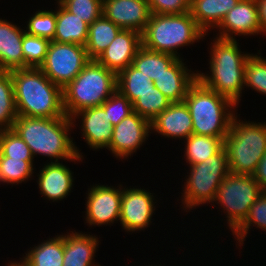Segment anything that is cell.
Instances as JSON below:
<instances>
[{
	"instance_id": "cell-18",
	"label": "cell",
	"mask_w": 266,
	"mask_h": 266,
	"mask_svg": "<svg viewBox=\"0 0 266 266\" xmlns=\"http://www.w3.org/2000/svg\"><path fill=\"white\" fill-rule=\"evenodd\" d=\"M197 75L198 73H191L178 57L153 83L171 103L181 102L190 86L197 80Z\"/></svg>"
},
{
	"instance_id": "cell-33",
	"label": "cell",
	"mask_w": 266,
	"mask_h": 266,
	"mask_svg": "<svg viewBox=\"0 0 266 266\" xmlns=\"http://www.w3.org/2000/svg\"><path fill=\"white\" fill-rule=\"evenodd\" d=\"M0 157L33 160L29 146L13 129L0 131Z\"/></svg>"
},
{
	"instance_id": "cell-10",
	"label": "cell",
	"mask_w": 266,
	"mask_h": 266,
	"mask_svg": "<svg viewBox=\"0 0 266 266\" xmlns=\"http://www.w3.org/2000/svg\"><path fill=\"white\" fill-rule=\"evenodd\" d=\"M89 61L85 46L50 41L46 58L39 69L63 89Z\"/></svg>"
},
{
	"instance_id": "cell-8",
	"label": "cell",
	"mask_w": 266,
	"mask_h": 266,
	"mask_svg": "<svg viewBox=\"0 0 266 266\" xmlns=\"http://www.w3.org/2000/svg\"><path fill=\"white\" fill-rule=\"evenodd\" d=\"M229 174V167L224 148L205 161L190 166L186 179L182 203L192 209L205 203H213L223 179Z\"/></svg>"
},
{
	"instance_id": "cell-1",
	"label": "cell",
	"mask_w": 266,
	"mask_h": 266,
	"mask_svg": "<svg viewBox=\"0 0 266 266\" xmlns=\"http://www.w3.org/2000/svg\"><path fill=\"white\" fill-rule=\"evenodd\" d=\"M73 123L68 116L56 118L17 116L12 129L29 146L33 157L41 154L55 159L54 162H58L59 159L80 161L82 155L68 134Z\"/></svg>"
},
{
	"instance_id": "cell-19",
	"label": "cell",
	"mask_w": 266,
	"mask_h": 266,
	"mask_svg": "<svg viewBox=\"0 0 266 266\" xmlns=\"http://www.w3.org/2000/svg\"><path fill=\"white\" fill-rule=\"evenodd\" d=\"M152 130L172 138L186 139L193 134V122L185 102L171 103L151 121Z\"/></svg>"
},
{
	"instance_id": "cell-7",
	"label": "cell",
	"mask_w": 266,
	"mask_h": 266,
	"mask_svg": "<svg viewBox=\"0 0 266 266\" xmlns=\"http://www.w3.org/2000/svg\"><path fill=\"white\" fill-rule=\"evenodd\" d=\"M237 120L233 116L224 138L229 173L252 176L266 153V123Z\"/></svg>"
},
{
	"instance_id": "cell-4",
	"label": "cell",
	"mask_w": 266,
	"mask_h": 266,
	"mask_svg": "<svg viewBox=\"0 0 266 266\" xmlns=\"http://www.w3.org/2000/svg\"><path fill=\"white\" fill-rule=\"evenodd\" d=\"M183 101L192 118L193 134L225 137L229 133L231 120L235 115L233 109L237 106L231 100L197 79Z\"/></svg>"
},
{
	"instance_id": "cell-25",
	"label": "cell",
	"mask_w": 266,
	"mask_h": 266,
	"mask_svg": "<svg viewBox=\"0 0 266 266\" xmlns=\"http://www.w3.org/2000/svg\"><path fill=\"white\" fill-rule=\"evenodd\" d=\"M120 30V27L108 20L103 14L90 24L85 44L89 59L95 60L116 38Z\"/></svg>"
},
{
	"instance_id": "cell-24",
	"label": "cell",
	"mask_w": 266,
	"mask_h": 266,
	"mask_svg": "<svg viewBox=\"0 0 266 266\" xmlns=\"http://www.w3.org/2000/svg\"><path fill=\"white\" fill-rule=\"evenodd\" d=\"M57 3L59 8L56 11V30L53 41L85 46L89 25L77 15L67 11L58 1Z\"/></svg>"
},
{
	"instance_id": "cell-22",
	"label": "cell",
	"mask_w": 266,
	"mask_h": 266,
	"mask_svg": "<svg viewBox=\"0 0 266 266\" xmlns=\"http://www.w3.org/2000/svg\"><path fill=\"white\" fill-rule=\"evenodd\" d=\"M96 236L72 232L64 236V259L62 266H93L92 260L98 246ZM100 266V265H94Z\"/></svg>"
},
{
	"instance_id": "cell-17",
	"label": "cell",
	"mask_w": 266,
	"mask_h": 266,
	"mask_svg": "<svg viewBox=\"0 0 266 266\" xmlns=\"http://www.w3.org/2000/svg\"><path fill=\"white\" fill-rule=\"evenodd\" d=\"M82 118L83 136L90 148H108L112 139L113 126L107 117L105 109L102 106L85 108L71 116L75 121L76 117ZM74 117V118H73Z\"/></svg>"
},
{
	"instance_id": "cell-2",
	"label": "cell",
	"mask_w": 266,
	"mask_h": 266,
	"mask_svg": "<svg viewBox=\"0 0 266 266\" xmlns=\"http://www.w3.org/2000/svg\"><path fill=\"white\" fill-rule=\"evenodd\" d=\"M18 116L56 118L67 116L63 107V89L39 68L10 71Z\"/></svg>"
},
{
	"instance_id": "cell-5",
	"label": "cell",
	"mask_w": 266,
	"mask_h": 266,
	"mask_svg": "<svg viewBox=\"0 0 266 266\" xmlns=\"http://www.w3.org/2000/svg\"><path fill=\"white\" fill-rule=\"evenodd\" d=\"M117 75L90 60L81 72L63 88L65 114L71 116L80 110L101 106L116 90Z\"/></svg>"
},
{
	"instance_id": "cell-40",
	"label": "cell",
	"mask_w": 266,
	"mask_h": 266,
	"mask_svg": "<svg viewBox=\"0 0 266 266\" xmlns=\"http://www.w3.org/2000/svg\"><path fill=\"white\" fill-rule=\"evenodd\" d=\"M151 13L182 14L189 12L190 0H147Z\"/></svg>"
},
{
	"instance_id": "cell-6",
	"label": "cell",
	"mask_w": 266,
	"mask_h": 266,
	"mask_svg": "<svg viewBox=\"0 0 266 266\" xmlns=\"http://www.w3.org/2000/svg\"><path fill=\"white\" fill-rule=\"evenodd\" d=\"M189 12L182 14H151L141 34L142 46L155 52L169 53L176 57L177 50L205 37Z\"/></svg>"
},
{
	"instance_id": "cell-37",
	"label": "cell",
	"mask_w": 266,
	"mask_h": 266,
	"mask_svg": "<svg viewBox=\"0 0 266 266\" xmlns=\"http://www.w3.org/2000/svg\"><path fill=\"white\" fill-rule=\"evenodd\" d=\"M56 30V11H37L28 21L26 33L53 41Z\"/></svg>"
},
{
	"instance_id": "cell-11",
	"label": "cell",
	"mask_w": 266,
	"mask_h": 266,
	"mask_svg": "<svg viewBox=\"0 0 266 266\" xmlns=\"http://www.w3.org/2000/svg\"><path fill=\"white\" fill-rule=\"evenodd\" d=\"M151 122L133 112L113 127L109 151L116 158H126L136 152L151 133Z\"/></svg>"
},
{
	"instance_id": "cell-9",
	"label": "cell",
	"mask_w": 266,
	"mask_h": 266,
	"mask_svg": "<svg viewBox=\"0 0 266 266\" xmlns=\"http://www.w3.org/2000/svg\"><path fill=\"white\" fill-rule=\"evenodd\" d=\"M262 193L252 176L229 173L223 179L214 201L225 208L232 232L245 220L249 209Z\"/></svg>"
},
{
	"instance_id": "cell-28",
	"label": "cell",
	"mask_w": 266,
	"mask_h": 266,
	"mask_svg": "<svg viewBox=\"0 0 266 266\" xmlns=\"http://www.w3.org/2000/svg\"><path fill=\"white\" fill-rule=\"evenodd\" d=\"M178 57L163 52H155L141 46L132 62V65L143 74L150 77L153 82L165 69H167Z\"/></svg>"
},
{
	"instance_id": "cell-32",
	"label": "cell",
	"mask_w": 266,
	"mask_h": 266,
	"mask_svg": "<svg viewBox=\"0 0 266 266\" xmlns=\"http://www.w3.org/2000/svg\"><path fill=\"white\" fill-rule=\"evenodd\" d=\"M33 161L0 157V181L18 184L28 180L33 174Z\"/></svg>"
},
{
	"instance_id": "cell-41",
	"label": "cell",
	"mask_w": 266,
	"mask_h": 266,
	"mask_svg": "<svg viewBox=\"0 0 266 266\" xmlns=\"http://www.w3.org/2000/svg\"><path fill=\"white\" fill-rule=\"evenodd\" d=\"M252 177L260 185L262 191L266 192V153L258 162Z\"/></svg>"
},
{
	"instance_id": "cell-23",
	"label": "cell",
	"mask_w": 266,
	"mask_h": 266,
	"mask_svg": "<svg viewBox=\"0 0 266 266\" xmlns=\"http://www.w3.org/2000/svg\"><path fill=\"white\" fill-rule=\"evenodd\" d=\"M240 0H190L189 13L197 25L205 32L220 24L225 15Z\"/></svg>"
},
{
	"instance_id": "cell-15",
	"label": "cell",
	"mask_w": 266,
	"mask_h": 266,
	"mask_svg": "<svg viewBox=\"0 0 266 266\" xmlns=\"http://www.w3.org/2000/svg\"><path fill=\"white\" fill-rule=\"evenodd\" d=\"M141 46L142 40L139 32L121 29L116 38L95 60L117 75L132 64Z\"/></svg>"
},
{
	"instance_id": "cell-29",
	"label": "cell",
	"mask_w": 266,
	"mask_h": 266,
	"mask_svg": "<svg viewBox=\"0 0 266 266\" xmlns=\"http://www.w3.org/2000/svg\"><path fill=\"white\" fill-rule=\"evenodd\" d=\"M154 84L132 64L117 74V90L133 103L140 95L151 89Z\"/></svg>"
},
{
	"instance_id": "cell-16",
	"label": "cell",
	"mask_w": 266,
	"mask_h": 266,
	"mask_svg": "<svg viewBox=\"0 0 266 266\" xmlns=\"http://www.w3.org/2000/svg\"><path fill=\"white\" fill-rule=\"evenodd\" d=\"M218 37L233 39L231 35H254L262 33L258 20V8L256 0H240L222 19Z\"/></svg>"
},
{
	"instance_id": "cell-3",
	"label": "cell",
	"mask_w": 266,
	"mask_h": 266,
	"mask_svg": "<svg viewBox=\"0 0 266 266\" xmlns=\"http://www.w3.org/2000/svg\"><path fill=\"white\" fill-rule=\"evenodd\" d=\"M211 48V75L198 73L199 79L206 87L238 104L244 87L245 62L251 54H241L238 44L233 39L216 36Z\"/></svg>"
},
{
	"instance_id": "cell-43",
	"label": "cell",
	"mask_w": 266,
	"mask_h": 266,
	"mask_svg": "<svg viewBox=\"0 0 266 266\" xmlns=\"http://www.w3.org/2000/svg\"><path fill=\"white\" fill-rule=\"evenodd\" d=\"M20 262H21V263H19V262H18V263H17V262H16V263H15V262L12 263V262H11L10 264H8V266H27V264H26L23 260L20 261Z\"/></svg>"
},
{
	"instance_id": "cell-42",
	"label": "cell",
	"mask_w": 266,
	"mask_h": 266,
	"mask_svg": "<svg viewBox=\"0 0 266 266\" xmlns=\"http://www.w3.org/2000/svg\"><path fill=\"white\" fill-rule=\"evenodd\" d=\"M258 8V20L262 33H266V0H256Z\"/></svg>"
},
{
	"instance_id": "cell-13",
	"label": "cell",
	"mask_w": 266,
	"mask_h": 266,
	"mask_svg": "<svg viewBox=\"0 0 266 266\" xmlns=\"http://www.w3.org/2000/svg\"><path fill=\"white\" fill-rule=\"evenodd\" d=\"M122 186L118 189L104 185L93 186L88 190L86 221L89 225H107L120 219ZM118 219V220H117Z\"/></svg>"
},
{
	"instance_id": "cell-12",
	"label": "cell",
	"mask_w": 266,
	"mask_h": 266,
	"mask_svg": "<svg viewBox=\"0 0 266 266\" xmlns=\"http://www.w3.org/2000/svg\"><path fill=\"white\" fill-rule=\"evenodd\" d=\"M153 197L141 188H122L119 220L124 230L135 232L149 227L155 210Z\"/></svg>"
},
{
	"instance_id": "cell-38",
	"label": "cell",
	"mask_w": 266,
	"mask_h": 266,
	"mask_svg": "<svg viewBox=\"0 0 266 266\" xmlns=\"http://www.w3.org/2000/svg\"><path fill=\"white\" fill-rule=\"evenodd\" d=\"M58 2L88 25L102 15L103 0H58Z\"/></svg>"
},
{
	"instance_id": "cell-26",
	"label": "cell",
	"mask_w": 266,
	"mask_h": 266,
	"mask_svg": "<svg viewBox=\"0 0 266 266\" xmlns=\"http://www.w3.org/2000/svg\"><path fill=\"white\" fill-rule=\"evenodd\" d=\"M64 235L34 246L23 257L27 266H62L64 259Z\"/></svg>"
},
{
	"instance_id": "cell-35",
	"label": "cell",
	"mask_w": 266,
	"mask_h": 266,
	"mask_svg": "<svg viewBox=\"0 0 266 266\" xmlns=\"http://www.w3.org/2000/svg\"><path fill=\"white\" fill-rule=\"evenodd\" d=\"M255 224L258 228L266 230V192H263L249 209L245 220L233 231L238 242L244 244V238L248 234L249 228Z\"/></svg>"
},
{
	"instance_id": "cell-34",
	"label": "cell",
	"mask_w": 266,
	"mask_h": 266,
	"mask_svg": "<svg viewBox=\"0 0 266 266\" xmlns=\"http://www.w3.org/2000/svg\"><path fill=\"white\" fill-rule=\"evenodd\" d=\"M49 43L50 41L47 39L24 33L22 41L24 69L39 68L43 64Z\"/></svg>"
},
{
	"instance_id": "cell-31",
	"label": "cell",
	"mask_w": 266,
	"mask_h": 266,
	"mask_svg": "<svg viewBox=\"0 0 266 266\" xmlns=\"http://www.w3.org/2000/svg\"><path fill=\"white\" fill-rule=\"evenodd\" d=\"M170 104L169 99L154 84H151V89L140 95L132 103L133 112L150 122L167 109Z\"/></svg>"
},
{
	"instance_id": "cell-36",
	"label": "cell",
	"mask_w": 266,
	"mask_h": 266,
	"mask_svg": "<svg viewBox=\"0 0 266 266\" xmlns=\"http://www.w3.org/2000/svg\"><path fill=\"white\" fill-rule=\"evenodd\" d=\"M244 86L266 94V59L251 54L245 62Z\"/></svg>"
},
{
	"instance_id": "cell-20",
	"label": "cell",
	"mask_w": 266,
	"mask_h": 266,
	"mask_svg": "<svg viewBox=\"0 0 266 266\" xmlns=\"http://www.w3.org/2000/svg\"><path fill=\"white\" fill-rule=\"evenodd\" d=\"M0 19V71L24 69L22 41L25 30Z\"/></svg>"
},
{
	"instance_id": "cell-14",
	"label": "cell",
	"mask_w": 266,
	"mask_h": 266,
	"mask_svg": "<svg viewBox=\"0 0 266 266\" xmlns=\"http://www.w3.org/2000/svg\"><path fill=\"white\" fill-rule=\"evenodd\" d=\"M102 14L121 29L142 34L152 13L147 0H103Z\"/></svg>"
},
{
	"instance_id": "cell-21",
	"label": "cell",
	"mask_w": 266,
	"mask_h": 266,
	"mask_svg": "<svg viewBox=\"0 0 266 266\" xmlns=\"http://www.w3.org/2000/svg\"><path fill=\"white\" fill-rule=\"evenodd\" d=\"M37 176H39L37 182L40 192L52 201L64 199L71 191L74 182L70 169L62 163L53 162V159Z\"/></svg>"
},
{
	"instance_id": "cell-30",
	"label": "cell",
	"mask_w": 266,
	"mask_h": 266,
	"mask_svg": "<svg viewBox=\"0 0 266 266\" xmlns=\"http://www.w3.org/2000/svg\"><path fill=\"white\" fill-rule=\"evenodd\" d=\"M18 114L9 71H0V129H12Z\"/></svg>"
},
{
	"instance_id": "cell-27",
	"label": "cell",
	"mask_w": 266,
	"mask_h": 266,
	"mask_svg": "<svg viewBox=\"0 0 266 266\" xmlns=\"http://www.w3.org/2000/svg\"><path fill=\"white\" fill-rule=\"evenodd\" d=\"M224 138L191 134L185 139V156L189 165L198 164L218 154L224 148Z\"/></svg>"
},
{
	"instance_id": "cell-39",
	"label": "cell",
	"mask_w": 266,
	"mask_h": 266,
	"mask_svg": "<svg viewBox=\"0 0 266 266\" xmlns=\"http://www.w3.org/2000/svg\"><path fill=\"white\" fill-rule=\"evenodd\" d=\"M112 126L133 113V105L130 100L116 90L102 105Z\"/></svg>"
}]
</instances>
